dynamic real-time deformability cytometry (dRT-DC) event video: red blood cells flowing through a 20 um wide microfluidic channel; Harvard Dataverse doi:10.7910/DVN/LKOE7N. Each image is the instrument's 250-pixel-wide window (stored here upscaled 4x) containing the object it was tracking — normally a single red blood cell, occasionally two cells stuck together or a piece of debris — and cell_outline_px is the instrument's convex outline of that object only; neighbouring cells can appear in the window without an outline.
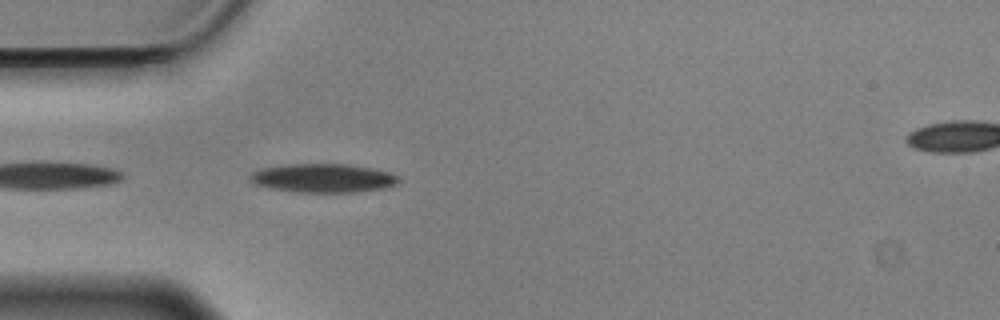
{"species": "Egyptian fruit bat (a non-hibernating species)", "species_latin": "Rousettus aegyptiacus", "temperature_condition": "cold", "stored_images_in_passage": 6, "camera_frame_rate_fps": 3000, "um_per_image_px": 0.085, "animal": {"sex": "male"}, "frame": {"image": 1, "passage_image": 2, "time_ms": 0.333, "image_size_px": [1000, 320], "cell_outline_px": [[400, 180], [396, 184], [388, 188], [356, 192], [296, 192], [268, 188], [252, 184], [248, 180], [248, 176], [252, 172], [260, 168], [288, 164], [348, 164], [372, 168], [392, 172], [400, 176]], "centroid_in_image_um": [27.46, 15.14], "position_along_channel_um": 57.5, "area_um2": 25.43}}